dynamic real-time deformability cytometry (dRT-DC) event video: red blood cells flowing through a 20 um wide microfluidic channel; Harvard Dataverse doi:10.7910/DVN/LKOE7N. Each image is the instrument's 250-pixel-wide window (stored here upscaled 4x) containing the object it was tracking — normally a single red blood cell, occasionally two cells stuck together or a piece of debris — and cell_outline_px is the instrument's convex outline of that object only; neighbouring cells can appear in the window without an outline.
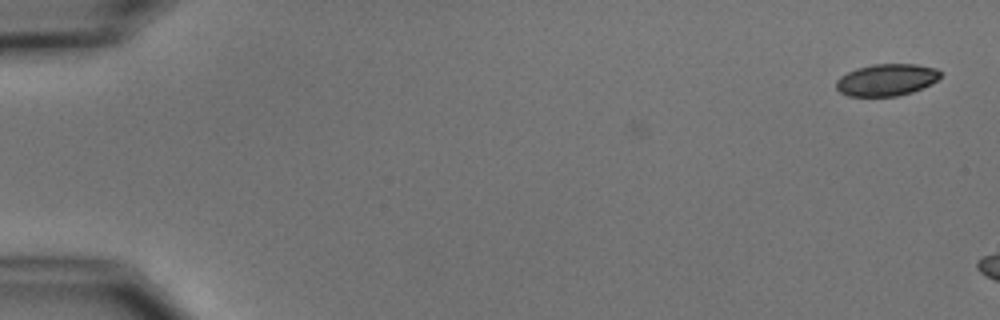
{"species": "common noctule bat (a hibernating species)", "species_latin": "Nyctalus noctula", "temperature_condition": "cold", "stored_images_in_passage": 6, "camera_frame_rate_fps": 3000, "um_per_image_px": 0.085, "animal": {"sex": "male", "body_mass_g": 15.6}, "frame": {"image": 1, "passage_image": 1, "time_ms": 0.0, "image_size_px": [1000, 320], "cell_outline_px": [[940, 76], [936, 80], [912, 92], [896, 96], [848, 96], [840, 92], [836, 88], [836, 80], [840, 76], [856, 68], [872, 64], [916, 64], [936, 68], [940, 72]], "centroid_in_image_um": [75.31, 6.78], "position_along_channel_um": 9.7, "area_um2": 19.25}}
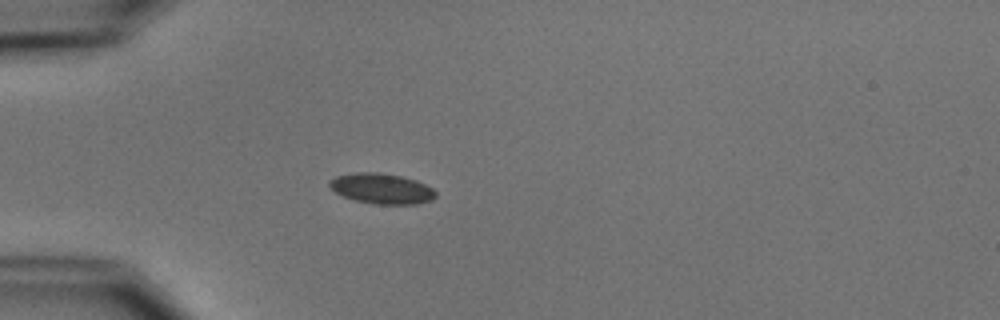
{"frame": {"image": 2, "passage_image": 6, "time_ms": 7.0, "image_size_px": [1000, 320], "cell_outline_px": [[436, 196], [432, 200], [416, 204], [376, 204], [356, 200], [344, 196], [336, 192], [328, 184], [328, 180], [336, 176], [356, 172], [376, 172], [400, 176], [416, 180], [432, 188], [436, 192]], "centroid_in_image_um": [32.44, 16.02], "position_along_channel_um": 52.6, "area_um2": 18.67}}